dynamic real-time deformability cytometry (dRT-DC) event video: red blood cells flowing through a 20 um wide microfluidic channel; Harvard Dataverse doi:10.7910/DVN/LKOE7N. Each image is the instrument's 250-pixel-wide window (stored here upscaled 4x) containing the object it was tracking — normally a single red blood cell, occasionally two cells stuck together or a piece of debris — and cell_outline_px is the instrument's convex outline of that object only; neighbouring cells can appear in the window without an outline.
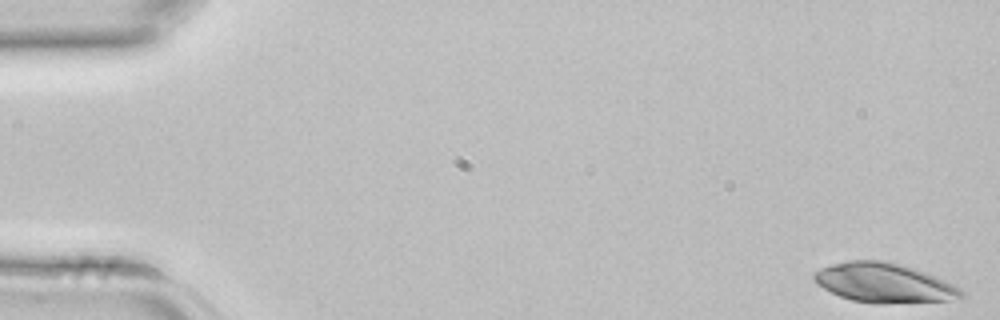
{"species": "common noctule bat (a hibernating species)", "species_latin": "Nyctalus noctula", "temperature_condition": "room temperature", "stored_images_in_passage": 5, "camera_frame_rate_fps": 3000, "um_per_image_px": 0.085, "animal": {"sex": "female", "body_mass_g": 22.7, "forearm_length_mm": 54.2}, "frame": {"image": 1, "passage_image": 1, "time_ms": 0.0, "image_size_px": [1000, 320], "cell_outline_px": [[964, 296], [948, 300], [876, 304], [852, 300], [840, 296], [816, 284], [812, 276], [820, 268], [832, 264], [848, 260], [884, 260], [900, 264], [924, 272], [944, 280], [960, 288], [964, 292]], "centroid_in_image_um": [75.11, 24.04], "position_along_channel_um": 9.9, "area_um2": 33.58}}